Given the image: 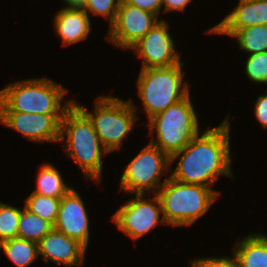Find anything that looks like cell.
Segmentation results:
<instances>
[{
  "instance_id": "1",
  "label": "cell",
  "mask_w": 267,
  "mask_h": 267,
  "mask_svg": "<svg viewBox=\"0 0 267 267\" xmlns=\"http://www.w3.org/2000/svg\"><path fill=\"white\" fill-rule=\"evenodd\" d=\"M229 116L219 126L195 136L181 151L171 157V164L180 157L171 177L177 181L211 187L221 174L231 177Z\"/></svg>"
},
{
  "instance_id": "2",
  "label": "cell",
  "mask_w": 267,
  "mask_h": 267,
  "mask_svg": "<svg viewBox=\"0 0 267 267\" xmlns=\"http://www.w3.org/2000/svg\"><path fill=\"white\" fill-rule=\"evenodd\" d=\"M66 134V152L72 157L88 179L101 180L102 154L109 153L102 145L88 115L73 102L61 120L60 140ZM101 144V146H100ZM102 148V149H101ZM103 151V153H102Z\"/></svg>"
},
{
  "instance_id": "3",
  "label": "cell",
  "mask_w": 267,
  "mask_h": 267,
  "mask_svg": "<svg viewBox=\"0 0 267 267\" xmlns=\"http://www.w3.org/2000/svg\"><path fill=\"white\" fill-rule=\"evenodd\" d=\"M67 90L46 78L28 79L0 91V111L32 114H64L73 101H64Z\"/></svg>"
},
{
  "instance_id": "4",
  "label": "cell",
  "mask_w": 267,
  "mask_h": 267,
  "mask_svg": "<svg viewBox=\"0 0 267 267\" xmlns=\"http://www.w3.org/2000/svg\"><path fill=\"white\" fill-rule=\"evenodd\" d=\"M157 195L166 224L188 226L207 212L219 193L210 187L183 183L170 176Z\"/></svg>"
},
{
  "instance_id": "5",
  "label": "cell",
  "mask_w": 267,
  "mask_h": 267,
  "mask_svg": "<svg viewBox=\"0 0 267 267\" xmlns=\"http://www.w3.org/2000/svg\"><path fill=\"white\" fill-rule=\"evenodd\" d=\"M182 66L141 69L138 78V95L148 118H152L189 95L187 83L183 84Z\"/></svg>"
},
{
  "instance_id": "6",
  "label": "cell",
  "mask_w": 267,
  "mask_h": 267,
  "mask_svg": "<svg viewBox=\"0 0 267 267\" xmlns=\"http://www.w3.org/2000/svg\"><path fill=\"white\" fill-rule=\"evenodd\" d=\"M148 120L150 135L154 129L157 132V140H154V137L149 143L158 147L170 158L183 150L199 134L198 119L190 94Z\"/></svg>"
},
{
  "instance_id": "7",
  "label": "cell",
  "mask_w": 267,
  "mask_h": 267,
  "mask_svg": "<svg viewBox=\"0 0 267 267\" xmlns=\"http://www.w3.org/2000/svg\"><path fill=\"white\" fill-rule=\"evenodd\" d=\"M129 98L123 101L118 97L100 96L95 101L94 113H90L80 104L76 103L91 119L100 142L112 152L120 149L123 138L132 131L136 122V109ZM135 108V109H134Z\"/></svg>"
},
{
  "instance_id": "8",
  "label": "cell",
  "mask_w": 267,
  "mask_h": 267,
  "mask_svg": "<svg viewBox=\"0 0 267 267\" xmlns=\"http://www.w3.org/2000/svg\"><path fill=\"white\" fill-rule=\"evenodd\" d=\"M170 165L171 158L149 143L126 165L120 178V188L127 194H144L152 189L157 194L165 183H159L161 173L166 168L168 171Z\"/></svg>"
},
{
  "instance_id": "9",
  "label": "cell",
  "mask_w": 267,
  "mask_h": 267,
  "mask_svg": "<svg viewBox=\"0 0 267 267\" xmlns=\"http://www.w3.org/2000/svg\"><path fill=\"white\" fill-rule=\"evenodd\" d=\"M145 194H136L135 198L127 201L124 206L113 215V221L118 229L132 238L134 241L142 237L158 223L166 224L162 213L161 202L157 194L149 200L144 198Z\"/></svg>"
},
{
  "instance_id": "10",
  "label": "cell",
  "mask_w": 267,
  "mask_h": 267,
  "mask_svg": "<svg viewBox=\"0 0 267 267\" xmlns=\"http://www.w3.org/2000/svg\"><path fill=\"white\" fill-rule=\"evenodd\" d=\"M157 18L156 14L133 7L128 3H120L106 39L117 47L131 48L160 22Z\"/></svg>"
},
{
  "instance_id": "11",
  "label": "cell",
  "mask_w": 267,
  "mask_h": 267,
  "mask_svg": "<svg viewBox=\"0 0 267 267\" xmlns=\"http://www.w3.org/2000/svg\"><path fill=\"white\" fill-rule=\"evenodd\" d=\"M168 28L165 21L160 20L131 47L143 60L141 69L171 67L180 63V55L175 52V44Z\"/></svg>"
},
{
  "instance_id": "12",
  "label": "cell",
  "mask_w": 267,
  "mask_h": 267,
  "mask_svg": "<svg viewBox=\"0 0 267 267\" xmlns=\"http://www.w3.org/2000/svg\"><path fill=\"white\" fill-rule=\"evenodd\" d=\"M64 114H32L0 111V122L35 142H59Z\"/></svg>"
},
{
  "instance_id": "13",
  "label": "cell",
  "mask_w": 267,
  "mask_h": 267,
  "mask_svg": "<svg viewBox=\"0 0 267 267\" xmlns=\"http://www.w3.org/2000/svg\"><path fill=\"white\" fill-rule=\"evenodd\" d=\"M54 229L78 240L87 248L89 218L84 203L73 188L60 200Z\"/></svg>"
},
{
  "instance_id": "14",
  "label": "cell",
  "mask_w": 267,
  "mask_h": 267,
  "mask_svg": "<svg viewBox=\"0 0 267 267\" xmlns=\"http://www.w3.org/2000/svg\"><path fill=\"white\" fill-rule=\"evenodd\" d=\"M86 249L78 240L54 228L38 242V255H42L46 263L51 260L67 267L82 265Z\"/></svg>"
},
{
  "instance_id": "15",
  "label": "cell",
  "mask_w": 267,
  "mask_h": 267,
  "mask_svg": "<svg viewBox=\"0 0 267 267\" xmlns=\"http://www.w3.org/2000/svg\"><path fill=\"white\" fill-rule=\"evenodd\" d=\"M254 25H267V0H240L235 9L213 29H243Z\"/></svg>"
},
{
  "instance_id": "16",
  "label": "cell",
  "mask_w": 267,
  "mask_h": 267,
  "mask_svg": "<svg viewBox=\"0 0 267 267\" xmlns=\"http://www.w3.org/2000/svg\"><path fill=\"white\" fill-rule=\"evenodd\" d=\"M54 20V29L64 46L86 39L91 30L88 13L84 10L63 8L56 14Z\"/></svg>"
},
{
  "instance_id": "17",
  "label": "cell",
  "mask_w": 267,
  "mask_h": 267,
  "mask_svg": "<svg viewBox=\"0 0 267 267\" xmlns=\"http://www.w3.org/2000/svg\"><path fill=\"white\" fill-rule=\"evenodd\" d=\"M233 250L239 267H267V238L252 234L238 241Z\"/></svg>"
},
{
  "instance_id": "18",
  "label": "cell",
  "mask_w": 267,
  "mask_h": 267,
  "mask_svg": "<svg viewBox=\"0 0 267 267\" xmlns=\"http://www.w3.org/2000/svg\"><path fill=\"white\" fill-rule=\"evenodd\" d=\"M214 34H225L238 39V45L250 55L267 51V25L243 29H213Z\"/></svg>"
},
{
  "instance_id": "19",
  "label": "cell",
  "mask_w": 267,
  "mask_h": 267,
  "mask_svg": "<svg viewBox=\"0 0 267 267\" xmlns=\"http://www.w3.org/2000/svg\"><path fill=\"white\" fill-rule=\"evenodd\" d=\"M72 188L64 183L61 174L53 165L43 164L40 167L37 187L32 193H37L43 196H50L54 198H62Z\"/></svg>"
},
{
  "instance_id": "20",
  "label": "cell",
  "mask_w": 267,
  "mask_h": 267,
  "mask_svg": "<svg viewBox=\"0 0 267 267\" xmlns=\"http://www.w3.org/2000/svg\"><path fill=\"white\" fill-rule=\"evenodd\" d=\"M17 266L27 267L38 258V243L19 237L0 242V250Z\"/></svg>"
},
{
  "instance_id": "21",
  "label": "cell",
  "mask_w": 267,
  "mask_h": 267,
  "mask_svg": "<svg viewBox=\"0 0 267 267\" xmlns=\"http://www.w3.org/2000/svg\"><path fill=\"white\" fill-rule=\"evenodd\" d=\"M53 228L54 225L51 222L24 207L20 214L17 237L38 243Z\"/></svg>"
},
{
  "instance_id": "22",
  "label": "cell",
  "mask_w": 267,
  "mask_h": 267,
  "mask_svg": "<svg viewBox=\"0 0 267 267\" xmlns=\"http://www.w3.org/2000/svg\"><path fill=\"white\" fill-rule=\"evenodd\" d=\"M60 200L61 198L31 193L28 198H26L24 207L33 214H36L54 225L58 216Z\"/></svg>"
},
{
  "instance_id": "23",
  "label": "cell",
  "mask_w": 267,
  "mask_h": 267,
  "mask_svg": "<svg viewBox=\"0 0 267 267\" xmlns=\"http://www.w3.org/2000/svg\"><path fill=\"white\" fill-rule=\"evenodd\" d=\"M21 210L0 202V242L16 238Z\"/></svg>"
},
{
  "instance_id": "24",
  "label": "cell",
  "mask_w": 267,
  "mask_h": 267,
  "mask_svg": "<svg viewBox=\"0 0 267 267\" xmlns=\"http://www.w3.org/2000/svg\"><path fill=\"white\" fill-rule=\"evenodd\" d=\"M245 72L251 81L267 83V51L249 55Z\"/></svg>"
},
{
  "instance_id": "25",
  "label": "cell",
  "mask_w": 267,
  "mask_h": 267,
  "mask_svg": "<svg viewBox=\"0 0 267 267\" xmlns=\"http://www.w3.org/2000/svg\"><path fill=\"white\" fill-rule=\"evenodd\" d=\"M119 5V0H87L84 11L108 18L111 25L116 18Z\"/></svg>"
},
{
  "instance_id": "26",
  "label": "cell",
  "mask_w": 267,
  "mask_h": 267,
  "mask_svg": "<svg viewBox=\"0 0 267 267\" xmlns=\"http://www.w3.org/2000/svg\"><path fill=\"white\" fill-rule=\"evenodd\" d=\"M192 267H239V264L233 255L232 258H202V259H194L191 261Z\"/></svg>"
},
{
  "instance_id": "27",
  "label": "cell",
  "mask_w": 267,
  "mask_h": 267,
  "mask_svg": "<svg viewBox=\"0 0 267 267\" xmlns=\"http://www.w3.org/2000/svg\"><path fill=\"white\" fill-rule=\"evenodd\" d=\"M128 4L156 15H159L160 9L163 6L162 0H130Z\"/></svg>"
},
{
  "instance_id": "28",
  "label": "cell",
  "mask_w": 267,
  "mask_h": 267,
  "mask_svg": "<svg viewBox=\"0 0 267 267\" xmlns=\"http://www.w3.org/2000/svg\"><path fill=\"white\" fill-rule=\"evenodd\" d=\"M266 95L259 96L254 108V114L263 128H267V91Z\"/></svg>"
},
{
  "instance_id": "29",
  "label": "cell",
  "mask_w": 267,
  "mask_h": 267,
  "mask_svg": "<svg viewBox=\"0 0 267 267\" xmlns=\"http://www.w3.org/2000/svg\"><path fill=\"white\" fill-rule=\"evenodd\" d=\"M192 0H162L164 11H183Z\"/></svg>"
},
{
  "instance_id": "30",
  "label": "cell",
  "mask_w": 267,
  "mask_h": 267,
  "mask_svg": "<svg viewBox=\"0 0 267 267\" xmlns=\"http://www.w3.org/2000/svg\"><path fill=\"white\" fill-rule=\"evenodd\" d=\"M69 4L65 9L67 10H84L87 0H63Z\"/></svg>"
},
{
  "instance_id": "31",
  "label": "cell",
  "mask_w": 267,
  "mask_h": 267,
  "mask_svg": "<svg viewBox=\"0 0 267 267\" xmlns=\"http://www.w3.org/2000/svg\"><path fill=\"white\" fill-rule=\"evenodd\" d=\"M130 0H119L120 3H128Z\"/></svg>"
}]
</instances>
